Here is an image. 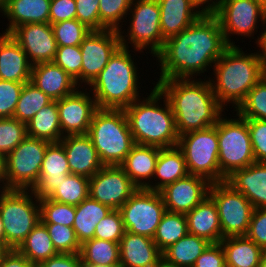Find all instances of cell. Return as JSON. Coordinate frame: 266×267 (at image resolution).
<instances>
[{
	"label": "cell",
	"instance_id": "4316f807",
	"mask_svg": "<svg viewBox=\"0 0 266 267\" xmlns=\"http://www.w3.org/2000/svg\"><path fill=\"white\" fill-rule=\"evenodd\" d=\"M185 216L189 234L210 243L221 242L222 230L217 205L209 195Z\"/></svg>",
	"mask_w": 266,
	"mask_h": 267
},
{
	"label": "cell",
	"instance_id": "e575fe53",
	"mask_svg": "<svg viewBox=\"0 0 266 267\" xmlns=\"http://www.w3.org/2000/svg\"><path fill=\"white\" fill-rule=\"evenodd\" d=\"M34 265L58 255L46 226L39 221L16 249Z\"/></svg>",
	"mask_w": 266,
	"mask_h": 267
},
{
	"label": "cell",
	"instance_id": "4fadbf2b",
	"mask_svg": "<svg viewBox=\"0 0 266 267\" xmlns=\"http://www.w3.org/2000/svg\"><path fill=\"white\" fill-rule=\"evenodd\" d=\"M129 12L132 13V18L128 27L129 35H126L128 42L133 44L132 46L138 52L149 46L148 50L151 48V54L155 56L162 49L165 41L161 32L158 1L133 0Z\"/></svg>",
	"mask_w": 266,
	"mask_h": 267
},
{
	"label": "cell",
	"instance_id": "5b68a950",
	"mask_svg": "<svg viewBox=\"0 0 266 267\" xmlns=\"http://www.w3.org/2000/svg\"><path fill=\"white\" fill-rule=\"evenodd\" d=\"M153 88L146 99L140 101L139 98L124 109L135 144L159 148L177 146L179 135L171 105L156 85ZM162 98L165 108L158 103Z\"/></svg>",
	"mask_w": 266,
	"mask_h": 267
},
{
	"label": "cell",
	"instance_id": "60d3db41",
	"mask_svg": "<svg viewBox=\"0 0 266 267\" xmlns=\"http://www.w3.org/2000/svg\"><path fill=\"white\" fill-rule=\"evenodd\" d=\"M27 137L26 123L14 117L0 118V155L5 158Z\"/></svg>",
	"mask_w": 266,
	"mask_h": 267
},
{
	"label": "cell",
	"instance_id": "5bb4252c",
	"mask_svg": "<svg viewBox=\"0 0 266 267\" xmlns=\"http://www.w3.org/2000/svg\"><path fill=\"white\" fill-rule=\"evenodd\" d=\"M221 25V30L229 46L230 34L252 36L255 33L258 19L264 23L266 18V0H223L219 10L214 14Z\"/></svg>",
	"mask_w": 266,
	"mask_h": 267
},
{
	"label": "cell",
	"instance_id": "816d5d0a",
	"mask_svg": "<svg viewBox=\"0 0 266 267\" xmlns=\"http://www.w3.org/2000/svg\"><path fill=\"white\" fill-rule=\"evenodd\" d=\"M263 250H266V208H255L249 223L247 234Z\"/></svg>",
	"mask_w": 266,
	"mask_h": 267
},
{
	"label": "cell",
	"instance_id": "c3c4849f",
	"mask_svg": "<svg viewBox=\"0 0 266 267\" xmlns=\"http://www.w3.org/2000/svg\"><path fill=\"white\" fill-rule=\"evenodd\" d=\"M24 84L0 80V118L13 117Z\"/></svg>",
	"mask_w": 266,
	"mask_h": 267
},
{
	"label": "cell",
	"instance_id": "8fae6325",
	"mask_svg": "<svg viewBox=\"0 0 266 267\" xmlns=\"http://www.w3.org/2000/svg\"><path fill=\"white\" fill-rule=\"evenodd\" d=\"M125 231L153 239L166 208L159 192L138 188L118 209Z\"/></svg>",
	"mask_w": 266,
	"mask_h": 267
},
{
	"label": "cell",
	"instance_id": "1f68e13d",
	"mask_svg": "<svg viewBox=\"0 0 266 267\" xmlns=\"http://www.w3.org/2000/svg\"><path fill=\"white\" fill-rule=\"evenodd\" d=\"M111 210L109 206L92 199L90 196L75 206V217L72 228L80 244L94 238L97 223Z\"/></svg>",
	"mask_w": 266,
	"mask_h": 267
},
{
	"label": "cell",
	"instance_id": "9c48e42d",
	"mask_svg": "<svg viewBox=\"0 0 266 267\" xmlns=\"http://www.w3.org/2000/svg\"><path fill=\"white\" fill-rule=\"evenodd\" d=\"M177 146L183 152L190 175L201 176L210 183L220 182L217 123L179 136Z\"/></svg>",
	"mask_w": 266,
	"mask_h": 267
},
{
	"label": "cell",
	"instance_id": "484cf974",
	"mask_svg": "<svg viewBox=\"0 0 266 267\" xmlns=\"http://www.w3.org/2000/svg\"><path fill=\"white\" fill-rule=\"evenodd\" d=\"M160 8V26L164 39L179 34L194 23L202 13L195 10L191 0H157Z\"/></svg>",
	"mask_w": 266,
	"mask_h": 267
},
{
	"label": "cell",
	"instance_id": "277c9868",
	"mask_svg": "<svg viewBox=\"0 0 266 267\" xmlns=\"http://www.w3.org/2000/svg\"><path fill=\"white\" fill-rule=\"evenodd\" d=\"M118 33L121 46L89 85L99 109H125L140 97L136 63L129 54L128 42L121 28Z\"/></svg>",
	"mask_w": 266,
	"mask_h": 267
},
{
	"label": "cell",
	"instance_id": "3957f363",
	"mask_svg": "<svg viewBox=\"0 0 266 267\" xmlns=\"http://www.w3.org/2000/svg\"><path fill=\"white\" fill-rule=\"evenodd\" d=\"M236 45L229 46L213 65L215 81L210 80L217 102L233 103L237 108L247 93L266 75V65L258 53L245 54ZM213 82V83H212ZM214 84V85H213Z\"/></svg>",
	"mask_w": 266,
	"mask_h": 267
},
{
	"label": "cell",
	"instance_id": "03108f58",
	"mask_svg": "<svg viewBox=\"0 0 266 267\" xmlns=\"http://www.w3.org/2000/svg\"><path fill=\"white\" fill-rule=\"evenodd\" d=\"M6 250L0 245V258Z\"/></svg>",
	"mask_w": 266,
	"mask_h": 267
},
{
	"label": "cell",
	"instance_id": "f907efd6",
	"mask_svg": "<svg viewBox=\"0 0 266 267\" xmlns=\"http://www.w3.org/2000/svg\"><path fill=\"white\" fill-rule=\"evenodd\" d=\"M76 19L91 30H100L99 0H75Z\"/></svg>",
	"mask_w": 266,
	"mask_h": 267
},
{
	"label": "cell",
	"instance_id": "003e7915",
	"mask_svg": "<svg viewBox=\"0 0 266 267\" xmlns=\"http://www.w3.org/2000/svg\"><path fill=\"white\" fill-rule=\"evenodd\" d=\"M2 9H3V0H0V10L2 12Z\"/></svg>",
	"mask_w": 266,
	"mask_h": 267
},
{
	"label": "cell",
	"instance_id": "ac0fdd59",
	"mask_svg": "<svg viewBox=\"0 0 266 267\" xmlns=\"http://www.w3.org/2000/svg\"><path fill=\"white\" fill-rule=\"evenodd\" d=\"M211 183L197 175H188L159 191L166 211L186 214L208 195Z\"/></svg>",
	"mask_w": 266,
	"mask_h": 267
},
{
	"label": "cell",
	"instance_id": "d6a6232c",
	"mask_svg": "<svg viewBox=\"0 0 266 267\" xmlns=\"http://www.w3.org/2000/svg\"><path fill=\"white\" fill-rule=\"evenodd\" d=\"M209 244L206 239L188 233L162 252V260L175 267H193Z\"/></svg>",
	"mask_w": 266,
	"mask_h": 267
},
{
	"label": "cell",
	"instance_id": "f6af8a7d",
	"mask_svg": "<svg viewBox=\"0 0 266 267\" xmlns=\"http://www.w3.org/2000/svg\"><path fill=\"white\" fill-rule=\"evenodd\" d=\"M58 253L79 254L81 244L72 227L63 224L43 223Z\"/></svg>",
	"mask_w": 266,
	"mask_h": 267
},
{
	"label": "cell",
	"instance_id": "83f0119b",
	"mask_svg": "<svg viewBox=\"0 0 266 267\" xmlns=\"http://www.w3.org/2000/svg\"><path fill=\"white\" fill-rule=\"evenodd\" d=\"M50 2L51 0H3L2 13L9 21L4 34H10L22 24L49 23Z\"/></svg>",
	"mask_w": 266,
	"mask_h": 267
},
{
	"label": "cell",
	"instance_id": "7a4b0ae2",
	"mask_svg": "<svg viewBox=\"0 0 266 267\" xmlns=\"http://www.w3.org/2000/svg\"><path fill=\"white\" fill-rule=\"evenodd\" d=\"M156 86L168 99L178 135L208 128L224 115L209 81L191 79L158 80Z\"/></svg>",
	"mask_w": 266,
	"mask_h": 267
},
{
	"label": "cell",
	"instance_id": "d590c367",
	"mask_svg": "<svg viewBox=\"0 0 266 267\" xmlns=\"http://www.w3.org/2000/svg\"><path fill=\"white\" fill-rule=\"evenodd\" d=\"M79 255L84 264L120 265V244L93 238L81 244Z\"/></svg>",
	"mask_w": 266,
	"mask_h": 267
},
{
	"label": "cell",
	"instance_id": "44dd1931",
	"mask_svg": "<svg viewBox=\"0 0 266 267\" xmlns=\"http://www.w3.org/2000/svg\"><path fill=\"white\" fill-rule=\"evenodd\" d=\"M68 174L70 169L63 145L60 142L50 143L42 161L39 179L30 191L37 199L47 198Z\"/></svg>",
	"mask_w": 266,
	"mask_h": 267
},
{
	"label": "cell",
	"instance_id": "ffe728a7",
	"mask_svg": "<svg viewBox=\"0 0 266 267\" xmlns=\"http://www.w3.org/2000/svg\"><path fill=\"white\" fill-rule=\"evenodd\" d=\"M59 142L67 155L70 173L91 178L104 166L88 134L64 135Z\"/></svg>",
	"mask_w": 266,
	"mask_h": 267
},
{
	"label": "cell",
	"instance_id": "9f6ffc18",
	"mask_svg": "<svg viewBox=\"0 0 266 267\" xmlns=\"http://www.w3.org/2000/svg\"><path fill=\"white\" fill-rule=\"evenodd\" d=\"M0 267H34V264L16 249H10L2 254Z\"/></svg>",
	"mask_w": 266,
	"mask_h": 267
},
{
	"label": "cell",
	"instance_id": "f35d334b",
	"mask_svg": "<svg viewBox=\"0 0 266 267\" xmlns=\"http://www.w3.org/2000/svg\"><path fill=\"white\" fill-rule=\"evenodd\" d=\"M52 100L30 81L21 90L19 101L13 117L20 122L28 123L36 113Z\"/></svg>",
	"mask_w": 266,
	"mask_h": 267
},
{
	"label": "cell",
	"instance_id": "6f0895ef",
	"mask_svg": "<svg viewBox=\"0 0 266 267\" xmlns=\"http://www.w3.org/2000/svg\"><path fill=\"white\" fill-rule=\"evenodd\" d=\"M193 5L198 9L199 7H202V5L206 4L204 7L199 8L198 10L202 13V14H211L214 15L220 8L221 3L223 0H191ZM211 1V4L209 3ZM202 9V10H200Z\"/></svg>",
	"mask_w": 266,
	"mask_h": 267
},
{
	"label": "cell",
	"instance_id": "7dc6e473",
	"mask_svg": "<svg viewBox=\"0 0 266 267\" xmlns=\"http://www.w3.org/2000/svg\"><path fill=\"white\" fill-rule=\"evenodd\" d=\"M125 232L119 210H111L97 223L94 238L120 243Z\"/></svg>",
	"mask_w": 266,
	"mask_h": 267
},
{
	"label": "cell",
	"instance_id": "52a82bcc",
	"mask_svg": "<svg viewBox=\"0 0 266 267\" xmlns=\"http://www.w3.org/2000/svg\"><path fill=\"white\" fill-rule=\"evenodd\" d=\"M29 191L0 190V215L5 232V250L17 249L40 221L39 199L32 191L29 194ZM33 196L36 202L33 201Z\"/></svg>",
	"mask_w": 266,
	"mask_h": 267
},
{
	"label": "cell",
	"instance_id": "b9f144b4",
	"mask_svg": "<svg viewBox=\"0 0 266 267\" xmlns=\"http://www.w3.org/2000/svg\"><path fill=\"white\" fill-rule=\"evenodd\" d=\"M40 221L42 223L63 224L72 227L75 217V205L62 204L51 199H39Z\"/></svg>",
	"mask_w": 266,
	"mask_h": 267
},
{
	"label": "cell",
	"instance_id": "30bf717a",
	"mask_svg": "<svg viewBox=\"0 0 266 267\" xmlns=\"http://www.w3.org/2000/svg\"><path fill=\"white\" fill-rule=\"evenodd\" d=\"M50 142L27 136L4 158L5 189L31 190Z\"/></svg>",
	"mask_w": 266,
	"mask_h": 267
},
{
	"label": "cell",
	"instance_id": "94428289",
	"mask_svg": "<svg viewBox=\"0 0 266 267\" xmlns=\"http://www.w3.org/2000/svg\"><path fill=\"white\" fill-rule=\"evenodd\" d=\"M0 245L5 249V232L1 215H0Z\"/></svg>",
	"mask_w": 266,
	"mask_h": 267
},
{
	"label": "cell",
	"instance_id": "603a6c76",
	"mask_svg": "<svg viewBox=\"0 0 266 267\" xmlns=\"http://www.w3.org/2000/svg\"><path fill=\"white\" fill-rule=\"evenodd\" d=\"M119 244L121 267H157L162 261V252L150 237L125 231Z\"/></svg>",
	"mask_w": 266,
	"mask_h": 267
},
{
	"label": "cell",
	"instance_id": "6125c7cd",
	"mask_svg": "<svg viewBox=\"0 0 266 267\" xmlns=\"http://www.w3.org/2000/svg\"><path fill=\"white\" fill-rule=\"evenodd\" d=\"M81 267H121L120 265H98V264H84Z\"/></svg>",
	"mask_w": 266,
	"mask_h": 267
},
{
	"label": "cell",
	"instance_id": "f546056e",
	"mask_svg": "<svg viewBox=\"0 0 266 267\" xmlns=\"http://www.w3.org/2000/svg\"><path fill=\"white\" fill-rule=\"evenodd\" d=\"M189 175L183 152L178 146L161 148L159 151L154 179L159 182L149 184V190L159 192L165 186ZM157 177V178H156Z\"/></svg>",
	"mask_w": 266,
	"mask_h": 267
},
{
	"label": "cell",
	"instance_id": "7bdbcfd3",
	"mask_svg": "<svg viewBox=\"0 0 266 267\" xmlns=\"http://www.w3.org/2000/svg\"><path fill=\"white\" fill-rule=\"evenodd\" d=\"M133 0H99L100 30H119ZM120 22V23H119Z\"/></svg>",
	"mask_w": 266,
	"mask_h": 267
},
{
	"label": "cell",
	"instance_id": "d4e9b609",
	"mask_svg": "<svg viewBox=\"0 0 266 267\" xmlns=\"http://www.w3.org/2000/svg\"><path fill=\"white\" fill-rule=\"evenodd\" d=\"M32 64L10 34L0 35V80L26 83L31 78Z\"/></svg>",
	"mask_w": 266,
	"mask_h": 267
},
{
	"label": "cell",
	"instance_id": "6da1fadb",
	"mask_svg": "<svg viewBox=\"0 0 266 267\" xmlns=\"http://www.w3.org/2000/svg\"><path fill=\"white\" fill-rule=\"evenodd\" d=\"M228 47L218 18L202 14L179 34L165 39L155 55L161 63L159 80L197 77L215 64Z\"/></svg>",
	"mask_w": 266,
	"mask_h": 267
},
{
	"label": "cell",
	"instance_id": "e7e4bbea",
	"mask_svg": "<svg viewBox=\"0 0 266 267\" xmlns=\"http://www.w3.org/2000/svg\"><path fill=\"white\" fill-rule=\"evenodd\" d=\"M157 267H175V266H171V265H168L166 264L163 260L158 264Z\"/></svg>",
	"mask_w": 266,
	"mask_h": 267
},
{
	"label": "cell",
	"instance_id": "8d00e7d4",
	"mask_svg": "<svg viewBox=\"0 0 266 267\" xmlns=\"http://www.w3.org/2000/svg\"><path fill=\"white\" fill-rule=\"evenodd\" d=\"M188 233L185 214L166 211L156 229L153 240L158 249L163 252Z\"/></svg>",
	"mask_w": 266,
	"mask_h": 267
},
{
	"label": "cell",
	"instance_id": "836d02e7",
	"mask_svg": "<svg viewBox=\"0 0 266 267\" xmlns=\"http://www.w3.org/2000/svg\"><path fill=\"white\" fill-rule=\"evenodd\" d=\"M27 136L46 140L50 143L59 142L64 136L61 132L57 102L52 100L43 107L26 124Z\"/></svg>",
	"mask_w": 266,
	"mask_h": 267
},
{
	"label": "cell",
	"instance_id": "ba28073f",
	"mask_svg": "<svg viewBox=\"0 0 266 267\" xmlns=\"http://www.w3.org/2000/svg\"><path fill=\"white\" fill-rule=\"evenodd\" d=\"M227 119L223 116L217 121L219 142L218 161L220 182L226 181L235 170L243 169L255 163L247 119Z\"/></svg>",
	"mask_w": 266,
	"mask_h": 267
},
{
	"label": "cell",
	"instance_id": "7402d4cb",
	"mask_svg": "<svg viewBox=\"0 0 266 267\" xmlns=\"http://www.w3.org/2000/svg\"><path fill=\"white\" fill-rule=\"evenodd\" d=\"M30 82L55 101L74 93L79 88L76 81L54 62L32 65Z\"/></svg>",
	"mask_w": 266,
	"mask_h": 267
},
{
	"label": "cell",
	"instance_id": "91938a15",
	"mask_svg": "<svg viewBox=\"0 0 266 267\" xmlns=\"http://www.w3.org/2000/svg\"><path fill=\"white\" fill-rule=\"evenodd\" d=\"M4 181H5V175H4V158L0 155V183H2L3 184V186H2V184H0L1 186H0V189H2V190H5V183H4Z\"/></svg>",
	"mask_w": 266,
	"mask_h": 267
},
{
	"label": "cell",
	"instance_id": "2e32d148",
	"mask_svg": "<svg viewBox=\"0 0 266 267\" xmlns=\"http://www.w3.org/2000/svg\"><path fill=\"white\" fill-rule=\"evenodd\" d=\"M137 189L118 165L103 166L89 178V196L112 210H118Z\"/></svg>",
	"mask_w": 266,
	"mask_h": 267
},
{
	"label": "cell",
	"instance_id": "bcb514c9",
	"mask_svg": "<svg viewBox=\"0 0 266 267\" xmlns=\"http://www.w3.org/2000/svg\"><path fill=\"white\" fill-rule=\"evenodd\" d=\"M53 62L68 73L79 85L78 87L81 86L82 55L80 45L58 46Z\"/></svg>",
	"mask_w": 266,
	"mask_h": 267
},
{
	"label": "cell",
	"instance_id": "db71d44e",
	"mask_svg": "<svg viewBox=\"0 0 266 267\" xmlns=\"http://www.w3.org/2000/svg\"><path fill=\"white\" fill-rule=\"evenodd\" d=\"M71 19H76L75 0H51L49 11L50 24Z\"/></svg>",
	"mask_w": 266,
	"mask_h": 267
},
{
	"label": "cell",
	"instance_id": "f5cc1de1",
	"mask_svg": "<svg viewBox=\"0 0 266 267\" xmlns=\"http://www.w3.org/2000/svg\"><path fill=\"white\" fill-rule=\"evenodd\" d=\"M193 267H226L225 253L221 243H210L197 258Z\"/></svg>",
	"mask_w": 266,
	"mask_h": 267
},
{
	"label": "cell",
	"instance_id": "4dcf8cb0",
	"mask_svg": "<svg viewBox=\"0 0 266 267\" xmlns=\"http://www.w3.org/2000/svg\"><path fill=\"white\" fill-rule=\"evenodd\" d=\"M226 267H259L263 249L246 236H230L221 240Z\"/></svg>",
	"mask_w": 266,
	"mask_h": 267
},
{
	"label": "cell",
	"instance_id": "8992f818",
	"mask_svg": "<svg viewBox=\"0 0 266 267\" xmlns=\"http://www.w3.org/2000/svg\"><path fill=\"white\" fill-rule=\"evenodd\" d=\"M88 135L104 166H120L135 145L124 109H97Z\"/></svg>",
	"mask_w": 266,
	"mask_h": 267
},
{
	"label": "cell",
	"instance_id": "be15d7a7",
	"mask_svg": "<svg viewBox=\"0 0 266 267\" xmlns=\"http://www.w3.org/2000/svg\"><path fill=\"white\" fill-rule=\"evenodd\" d=\"M259 267H266V250L262 252Z\"/></svg>",
	"mask_w": 266,
	"mask_h": 267
},
{
	"label": "cell",
	"instance_id": "f1b7e54d",
	"mask_svg": "<svg viewBox=\"0 0 266 267\" xmlns=\"http://www.w3.org/2000/svg\"><path fill=\"white\" fill-rule=\"evenodd\" d=\"M160 149L155 146L135 144L120 165L137 188L149 189L150 180L148 182L144 180L154 177Z\"/></svg>",
	"mask_w": 266,
	"mask_h": 267
},
{
	"label": "cell",
	"instance_id": "e0dca14e",
	"mask_svg": "<svg viewBox=\"0 0 266 267\" xmlns=\"http://www.w3.org/2000/svg\"><path fill=\"white\" fill-rule=\"evenodd\" d=\"M10 35L20 45L32 65L53 62L58 46L50 23L22 24Z\"/></svg>",
	"mask_w": 266,
	"mask_h": 267
},
{
	"label": "cell",
	"instance_id": "d6986e66",
	"mask_svg": "<svg viewBox=\"0 0 266 267\" xmlns=\"http://www.w3.org/2000/svg\"><path fill=\"white\" fill-rule=\"evenodd\" d=\"M89 95L78 89L56 100L63 136L88 134L93 114L98 109L95 99Z\"/></svg>",
	"mask_w": 266,
	"mask_h": 267
},
{
	"label": "cell",
	"instance_id": "74e56055",
	"mask_svg": "<svg viewBox=\"0 0 266 267\" xmlns=\"http://www.w3.org/2000/svg\"><path fill=\"white\" fill-rule=\"evenodd\" d=\"M88 196L89 178L70 173L58 184V187L48 198L62 204L76 206Z\"/></svg>",
	"mask_w": 266,
	"mask_h": 267
},
{
	"label": "cell",
	"instance_id": "ee69618b",
	"mask_svg": "<svg viewBox=\"0 0 266 267\" xmlns=\"http://www.w3.org/2000/svg\"><path fill=\"white\" fill-rule=\"evenodd\" d=\"M51 26L57 46L80 45L91 31V29L77 19L61 21L51 24Z\"/></svg>",
	"mask_w": 266,
	"mask_h": 267
},
{
	"label": "cell",
	"instance_id": "7c38bea8",
	"mask_svg": "<svg viewBox=\"0 0 266 267\" xmlns=\"http://www.w3.org/2000/svg\"><path fill=\"white\" fill-rule=\"evenodd\" d=\"M209 196L217 205L222 239L245 236L255 209L251 202L226 181L211 183Z\"/></svg>",
	"mask_w": 266,
	"mask_h": 267
},
{
	"label": "cell",
	"instance_id": "9a60e30c",
	"mask_svg": "<svg viewBox=\"0 0 266 267\" xmlns=\"http://www.w3.org/2000/svg\"><path fill=\"white\" fill-rule=\"evenodd\" d=\"M120 46L118 30H91L80 44L81 82L90 85Z\"/></svg>",
	"mask_w": 266,
	"mask_h": 267
},
{
	"label": "cell",
	"instance_id": "681fc988",
	"mask_svg": "<svg viewBox=\"0 0 266 267\" xmlns=\"http://www.w3.org/2000/svg\"><path fill=\"white\" fill-rule=\"evenodd\" d=\"M254 159L256 162H266V121L247 119Z\"/></svg>",
	"mask_w": 266,
	"mask_h": 267
},
{
	"label": "cell",
	"instance_id": "ab89813d",
	"mask_svg": "<svg viewBox=\"0 0 266 267\" xmlns=\"http://www.w3.org/2000/svg\"><path fill=\"white\" fill-rule=\"evenodd\" d=\"M235 111L244 119L266 121V75L247 93Z\"/></svg>",
	"mask_w": 266,
	"mask_h": 267
},
{
	"label": "cell",
	"instance_id": "11a10c76",
	"mask_svg": "<svg viewBox=\"0 0 266 267\" xmlns=\"http://www.w3.org/2000/svg\"><path fill=\"white\" fill-rule=\"evenodd\" d=\"M82 262L79 254H64L51 257L39 264L40 267H81Z\"/></svg>",
	"mask_w": 266,
	"mask_h": 267
},
{
	"label": "cell",
	"instance_id": "680465c9",
	"mask_svg": "<svg viewBox=\"0 0 266 267\" xmlns=\"http://www.w3.org/2000/svg\"><path fill=\"white\" fill-rule=\"evenodd\" d=\"M263 24L264 25L266 24V18ZM256 41H257L256 43L262 50L261 53L259 52V56L262 58V60L264 61L266 65V29L265 28H264V32L260 35V37H258Z\"/></svg>",
	"mask_w": 266,
	"mask_h": 267
},
{
	"label": "cell",
	"instance_id": "cb8c5ba5",
	"mask_svg": "<svg viewBox=\"0 0 266 267\" xmlns=\"http://www.w3.org/2000/svg\"><path fill=\"white\" fill-rule=\"evenodd\" d=\"M226 182L242 193L254 208H266V162L235 170Z\"/></svg>",
	"mask_w": 266,
	"mask_h": 267
}]
</instances>
